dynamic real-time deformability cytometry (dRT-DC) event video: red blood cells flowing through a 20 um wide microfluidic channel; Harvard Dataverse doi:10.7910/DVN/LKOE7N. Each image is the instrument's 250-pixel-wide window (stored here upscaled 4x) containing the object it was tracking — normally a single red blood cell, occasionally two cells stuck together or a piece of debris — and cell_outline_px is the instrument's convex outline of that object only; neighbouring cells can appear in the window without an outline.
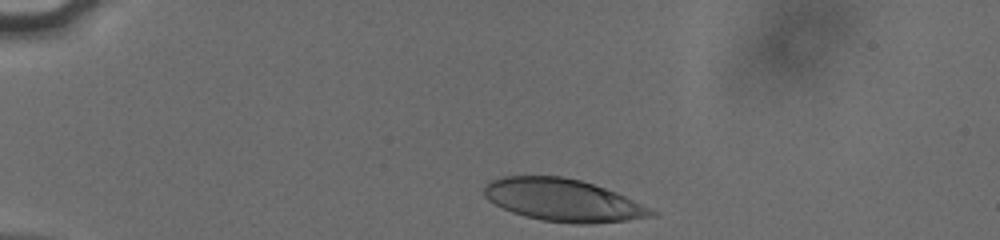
{"species": "human", "species_latin": "Homo sapiens", "temperature_condition": "cold", "stored_images_in_passage": 34, "camera_frame_rate_fps": 3000, "um_per_image_px": 0.085, "donor": {"sex": "male"}, "frame": {"image": 1, "passage_image": 1, "time_ms": 0.0, "image_size_px": [1000, 240], "cell_outline_px": [[660, 212], [656, 216], [628, 220], [588, 224], [572, 224], [544, 220], [524, 216], [512, 212], [488, 200], [484, 196], [484, 188], [488, 180], [504, 176], [564, 176], [580, 180], [616, 192], [652, 208]], "centroid_in_image_um": [47.88, 17.01], "position_along_channel_um": 37.1, "area_um2": 41.44}}
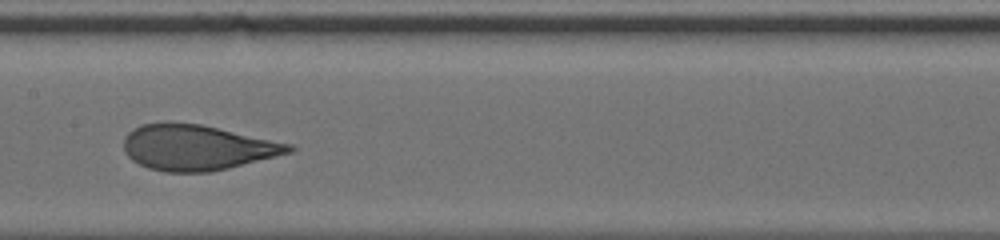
{"frame": {"image": 2, "passage_image": 18, "time_ms": 5.667, "image_size_px": [1000, 240], "cell_outline_px": [[296, 148], [292, 152], [228, 168], [208, 172], [164, 172], [148, 168], [132, 160], [124, 152], [124, 136], [128, 132], [140, 124], [200, 124], [292, 144]], "centroid_in_image_um": [16.74, 12.56], "position_along_channel_um": 190.7, "area_um2": 43.18}}
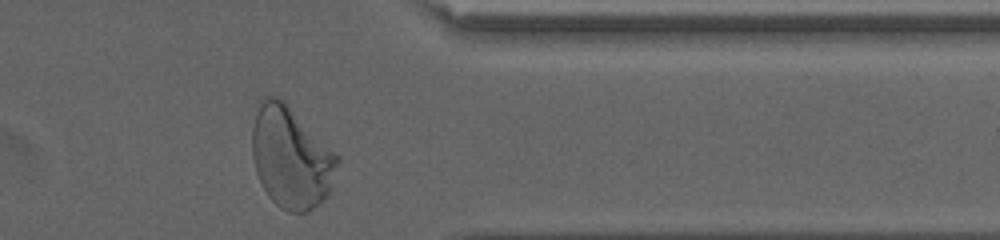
{"frame": {"image": 3, "passage_image": 34, "time_ms": 11.0, "image_size_px": [1000, 240], "cell_outline_px": [[340, 160], [328, 192], [324, 200], [308, 212], [288, 212], [280, 208], [268, 196], [256, 172], [252, 156], [252, 128], [256, 112], [260, 100], [264, 96], [280, 96], [340, 156]], "centroid_in_image_um": [24.73, 13.36], "position_along_channel_um": 386.7, "area_um2": 50.63}, "authors_computed_cell_mechanics": {"area_um2": 43.8702, "velocity_mm_per_s": 3.8127, "shape_relaxation_time_tau1_ms": 5.2743, "shape_relaxation_time_tau2_ms": null, "deformation_change_tau1": 0.2151, "deformation_change_tau2": null}}